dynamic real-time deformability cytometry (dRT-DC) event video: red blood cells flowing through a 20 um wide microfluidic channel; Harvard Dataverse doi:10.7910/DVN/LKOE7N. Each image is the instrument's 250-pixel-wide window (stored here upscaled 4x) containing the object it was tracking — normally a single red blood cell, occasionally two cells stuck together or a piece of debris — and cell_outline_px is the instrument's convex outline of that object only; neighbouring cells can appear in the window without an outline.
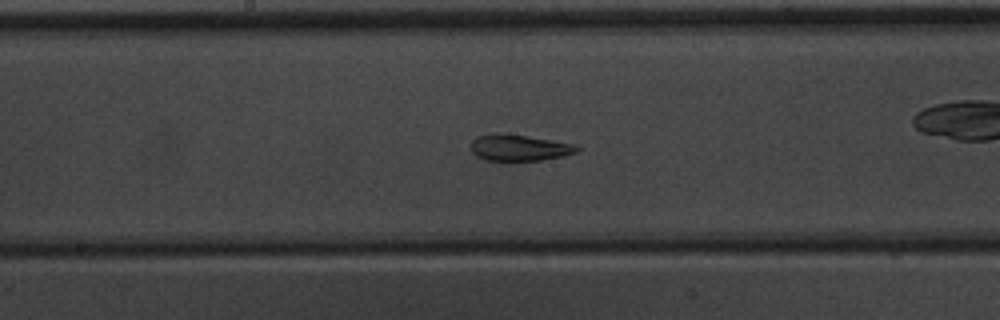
{"species": "common noctule bat (a hibernating species)", "species_latin": "Nyctalus noctula", "temperature_condition": "warm", "stored_images_in_passage": 34, "camera_frame_rate_fps": 3000, "um_per_image_px": 0.085, "animal": {"sex": "male", "body_mass_g": 20.1, "forearm_length_mm": 53.5}, "frame": {"image": 1, "passage_image": 9, "time_ms": 2.667, "image_size_px": [1000, 320], "cell_outline_px": [[580, 148], [576, 152], [564, 156], [540, 160], [484, 160], [476, 156], [472, 152], [472, 140], [476, 136], [496, 132], [528, 136], [576, 144]], "centroid_in_image_um": [44.12, 12.54], "position_along_channel_um": 204.1, "area_um2": 16.3}}
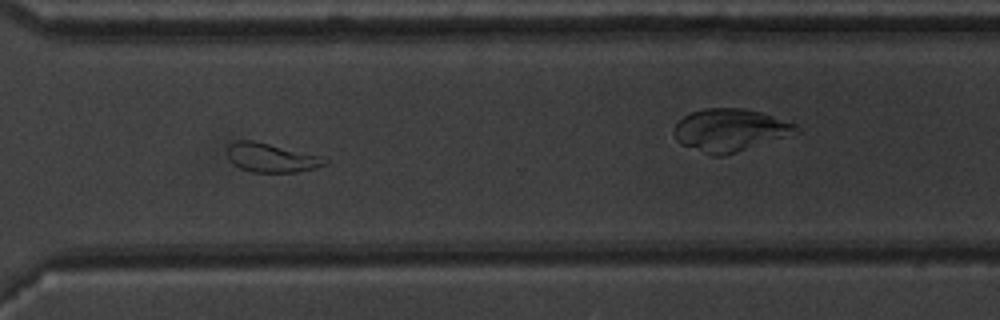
{"frame": {"image": 2, "passage_image": 20, "time_ms": 6.333, "image_size_px": [1000, 320], "cell_outline_px": [[328, 164], [316, 168], [296, 172], [252, 172], [240, 168], [228, 156], [228, 144], [236, 140], [256, 140], [320, 156], [328, 160]], "centroid_in_image_um": [23.08, 13.39], "position_along_channel_um": 347.5, "area_um2": 16.42}}
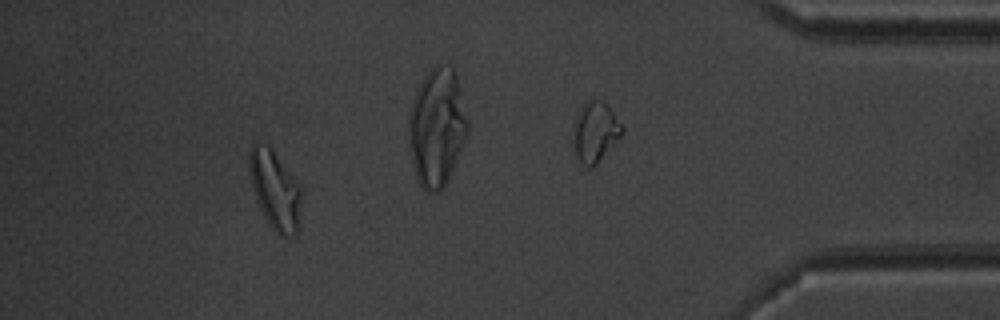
{"frame": {"image": 3, "passage_image": 29, "time_ms": 9.333, "image_size_px": [1000, 320], "cell_outline_px": [[300, 224], [296, 232], [288, 240], [284, 240], [272, 228], [264, 216], [256, 200], [252, 188], [248, 168], [248, 152], [252, 144], [256, 140], [268, 144], [272, 148], [300, 188]], "centroid_in_image_um": [23.33, 16.14], "position_along_channel_um": 411.9, "area_um2": 24.16}, "authors_computed_cell_mechanics": {"area_um2": 16.8198, "velocity_mm_per_s": 3.9205, "shape_relaxation_time_tau1_ms": 5.3056, "shape_relaxation_time_tau2_ms": 1.6324, "deformation_change_tau1": 0.136, "deformation_change_tau2": 0.0752}}